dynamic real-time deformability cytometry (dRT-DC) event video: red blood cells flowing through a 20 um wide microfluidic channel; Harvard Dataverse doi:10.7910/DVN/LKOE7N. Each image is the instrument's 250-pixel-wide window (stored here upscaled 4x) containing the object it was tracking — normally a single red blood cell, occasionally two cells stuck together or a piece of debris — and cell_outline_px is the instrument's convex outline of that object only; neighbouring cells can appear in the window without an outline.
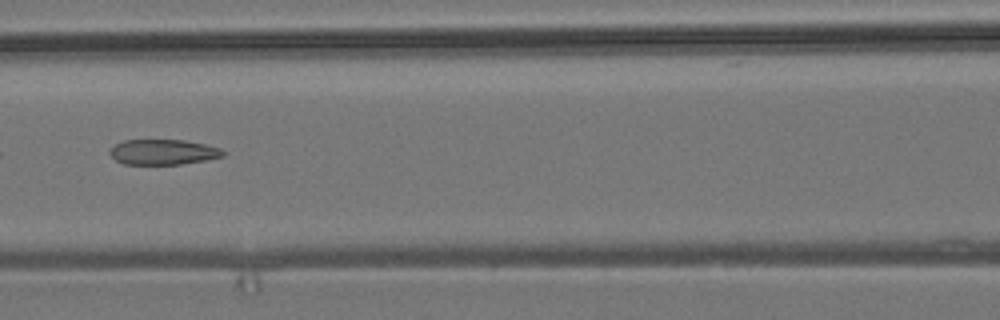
{"species": "common noctule bat (a hibernating species)", "species_latin": "Nyctalus noctula", "temperature_condition": "room temperature", "stored_images_in_passage": 7, "camera_frame_rate_fps": 3000, "um_per_image_px": 0.085, "animal": {"sex": "male", "body_mass_g": 19.2, "forearm_length_mm": 51.8}, "frame": {"image": 1, "passage_image": 7, "time_ms": 2.0, "image_size_px": [1000, 320], "cell_outline_px": [[224, 156], [204, 160], [180, 164], [124, 164], [116, 160], [108, 152], [116, 144], [124, 140], [184, 140], [204, 144], [220, 148], [224, 152]], "centroid_in_image_um": [13.86, 12.92], "position_along_channel_um": 152.7, "area_um2": 16.47}}